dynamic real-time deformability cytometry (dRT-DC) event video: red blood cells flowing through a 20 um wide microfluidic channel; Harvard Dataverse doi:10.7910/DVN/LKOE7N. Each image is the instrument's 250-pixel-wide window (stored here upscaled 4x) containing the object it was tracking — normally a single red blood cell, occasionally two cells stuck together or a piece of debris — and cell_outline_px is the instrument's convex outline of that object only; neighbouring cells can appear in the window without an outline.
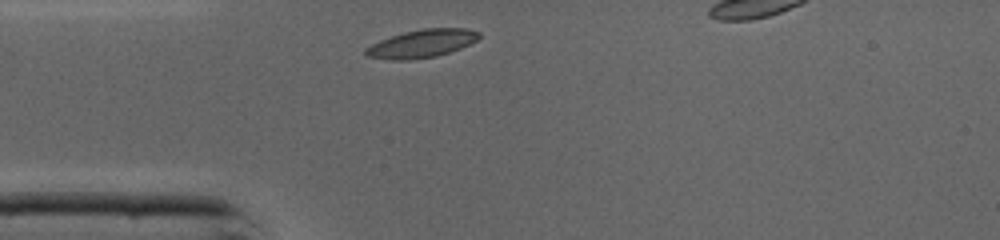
{"species": "common noctule bat (a hibernating species)", "species_latin": "Nyctalus noctula", "temperature_condition": "cold", "stored_images_in_passage": 25, "camera_frame_rate_fps": 3000, "um_per_image_px": 0.085, "animal": {"sex": "male", "body_mass_g": 19.0, "forearm_length_mm": 50.8}, "frame": {"image": 1, "passage_image": 1, "time_ms": 0.0, "image_size_px": [1000, 240], "cell_outline_px": [[480, 36], [476, 40], [460, 48], [436, 56], [408, 60], [392, 60], [364, 56], [364, 48], [380, 40], [404, 32], [424, 28], [468, 28], [480, 32]], "centroid_in_image_um": [35.82, 3.7], "position_along_channel_um": 49.2, "area_um2": 18.44}}
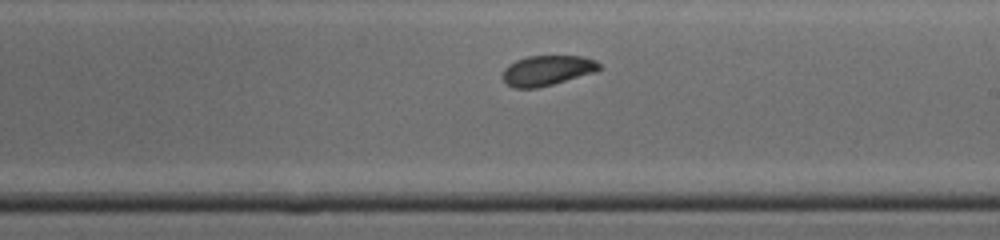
{"frame": {"image": 2, "passage_image": 15, "time_ms": 4.667, "image_size_px": [1000, 240], "cell_outline_px": [[600, 68], [596, 72], [552, 84], [536, 88], [512, 88], [504, 80], [504, 68], [508, 64], [516, 60], [528, 56], [584, 56], [596, 60], [600, 64]], "centroid_in_image_um": [46.53, 5.98], "position_along_channel_um": 242.5, "area_um2": 16.88}}
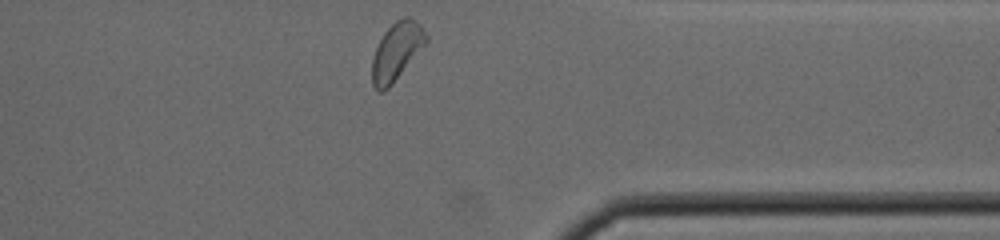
{"frame": {"image": 3, "passage_image": 25, "time_ms": 8.0, "image_size_px": [1000, 240], "cell_outline_px": [[428, 40], [392, 84], [384, 92], [376, 92], [372, 84], [372, 60], [376, 48], [384, 32], [396, 20], [404, 16], [412, 16], [420, 24], [428, 36]], "centroid_in_image_um": [33.7, 4.36], "position_along_channel_um": 377.7, "area_um2": 18.09}, "authors_computed_cell_mechanics": {"area_um2": 17.2822, "velocity_mm_per_s": 4.3243, "shape_relaxation_time_tau1_ms": 1.8064, "shape_relaxation_time_tau2_ms": 2.324, "deformation_change_tau1": 0.1037, "deformation_change_tau2": 0.0778}}